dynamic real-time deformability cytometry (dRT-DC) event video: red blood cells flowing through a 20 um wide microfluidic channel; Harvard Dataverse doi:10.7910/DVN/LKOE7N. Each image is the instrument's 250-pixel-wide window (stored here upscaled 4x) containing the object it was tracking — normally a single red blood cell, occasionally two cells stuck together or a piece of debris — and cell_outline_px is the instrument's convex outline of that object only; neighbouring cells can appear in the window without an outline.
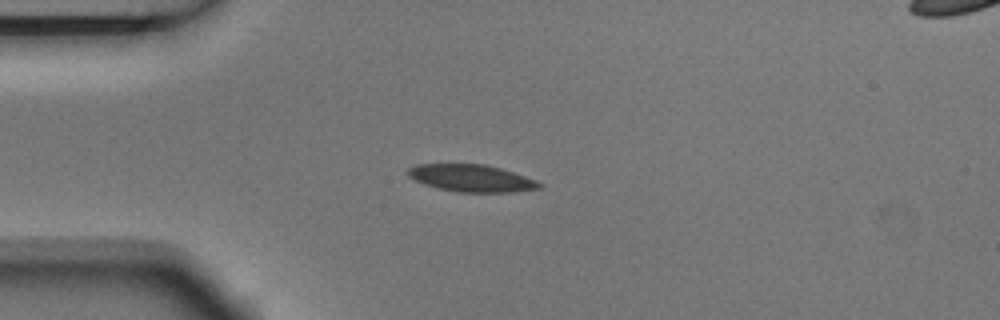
{"species": "Egyptian fruit bat (a non-hibernating species)", "species_latin": "Rousettus aegyptiacus", "temperature_condition": "room temperature", "stored_images_in_passage": 3, "camera_frame_rate_fps": 3000, "um_per_image_px": 0.085, "animal": {"sex": "male"}, "frame": {"image": 1, "passage_image": 1, "time_ms": 0.0, "image_size_px": [1000, 320], "cell_outline_px": [[544, 184], [540, 188], [512, 192], [456, 192], [436, 188], [424, 184], [408, 176], [408, 168], [416, 164], [484, 164], [500, 168], [536, 180]], "centroid_in_image_um": [40.06, 15.15], "position_along_channel_um": 44.9, "area_um2": 20.75}}
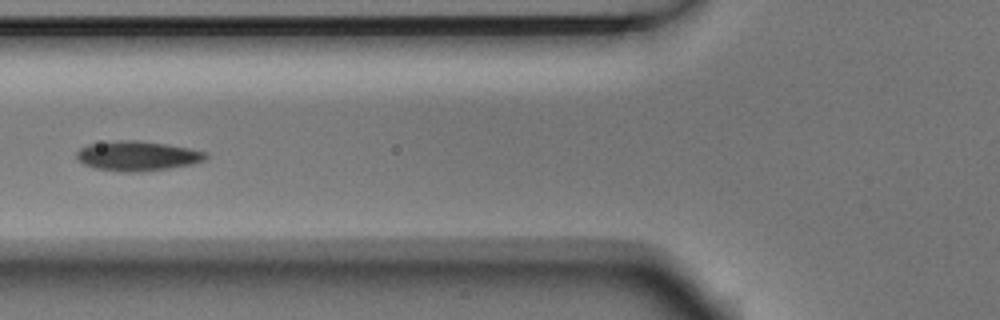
{"frame": {"image": 2, "passage_image": 3, "time_ms": 0.667, "image_size_px": [1000, 320], "cell_outline_px": [[208, 156], [204, 160], [192, 164], [168, 168], [140, 172], [124, 172], [96, 168], [84, 164], [76, 160], [76, 152], [80, 148], [88, 144], [120, 140], [140, 140], [188, 148], [208, 152]], "centroid_in_image_um": [11.66, 13.25], "position_along_channel_um": 114.1, "area_um2": 22.37}}